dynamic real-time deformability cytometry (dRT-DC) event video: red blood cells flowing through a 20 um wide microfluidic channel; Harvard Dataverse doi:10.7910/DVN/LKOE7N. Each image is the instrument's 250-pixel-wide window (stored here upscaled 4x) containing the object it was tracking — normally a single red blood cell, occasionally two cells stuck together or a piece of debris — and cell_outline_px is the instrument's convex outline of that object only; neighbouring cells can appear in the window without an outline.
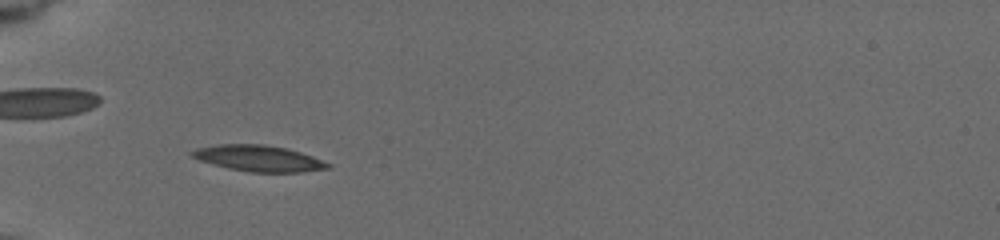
{"species": "common noctule bat (a hibernating species)", "species_latin": "Nyctalus noctula", "temperature_condition": "cold", "stored_images_in_passage": 48, "camera_frame_rate_fps": 3000, "um_per_image_px": 0.085, "animal": {"sex": "female", "body_mass_g": 19.5, "forearm_length_mm": 54.1}, "frame": {"image": 1, "passage_image": 5, "time_ms": 1.333, "image_size_px": [1000, 240], "cell_outline_px": [[332, 168], [300, 172], [248, 172], [228, 168], [212, 164], [188, 156], [188, 152], [196, 148], [220, 144], [264, 144], [288, 148], [312, 156], [332, 164]], "centroid_in_image_um": [21.97, 13.46], "position_along_channel_um": 63.0, "area_um2": 20.87}}
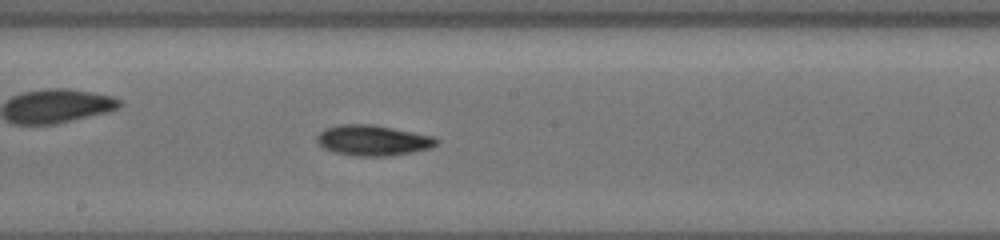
{"frame": {"image": 2, "passage_image": 15, "time_ms": 5.667, "image_size_px": [1000, 240], "cell_outline_px": [[440, 140], [436, 144], [428, 148], [412, 152], [392, 156], [352, 156], [332, 152], [324, 148], [316, 140], [316, 136], [324, 128], [340, 124], [368, 124], [392, 128], [432, 136]], "centroid_in_image_um": [31.65, 11.94], "position_along_channel_um": 216.6, "area_um2": 21.21}}
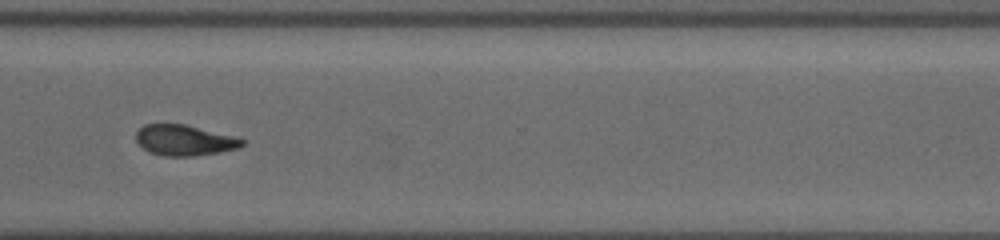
{"frame": {"image": 3, "passage_image": 33, "time_ms": 9.333, "image_size_px": [1000, 240], "cell_outline_px": [[244, 144], [240, 148], [220, 152], [192, 156], [164, 156], [148, 152], [136, 140], [136, 132], [144, 124], [184, 124], [240, 136], [244, 140]], "centroid_in_image_um": [15.74, 11.91], "position_along_channel_um": 354.9, "area_um2": 19.25}, "authors_computed_cell_mechanics": {"area_um2": 19.8832, "velocity_mm_per_s": 3.7815, "shape_relaxation_time_tau1_ms": 3.3614, "shape_relaxation_time_tau2_ms": 9.6975, "deformation_change_tau1": 0.1451, "deformation_change_tau2": 0.1382}}